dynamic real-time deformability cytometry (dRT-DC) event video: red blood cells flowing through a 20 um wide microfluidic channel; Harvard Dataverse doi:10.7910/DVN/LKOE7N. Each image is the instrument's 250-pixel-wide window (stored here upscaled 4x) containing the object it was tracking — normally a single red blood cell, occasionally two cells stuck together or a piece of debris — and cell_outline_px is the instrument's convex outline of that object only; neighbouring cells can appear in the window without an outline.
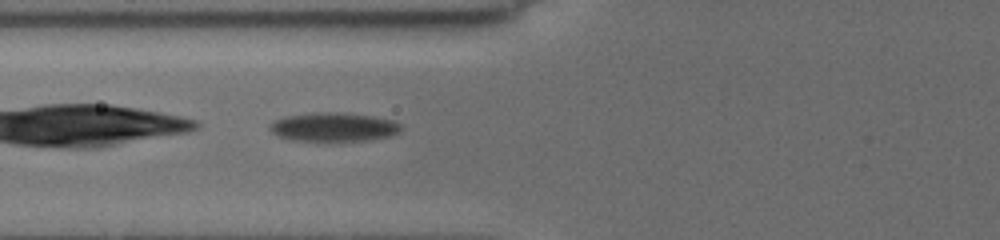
{"species": "common noctule bat (a hibernating species)", "species_latin": "Nyctalus noctula", "temperature_condition": "cold", "stored_images_in_passage": 3, "camera_frame_rate_fps": 3000, "um_per_image_px": 0.085, "animal": {"sex": "female", "body_mass_g": 19.5, "forearm_length_mm": 54.1}, "frame": {"image": 1, "passage_image": 3, "time_ms": 1.667, "image_size_px": [1000, 240], "cell_outline_px": [[400, 128], [396, 132], [388, 136], [364, 140], [288, 140], [276, 136], [268, 128], [268, 124], [284, 116], [312, 112], [328, 112], [372, 116], [396, 120], [400, 124]], "centroid_in_image_um": [28.27, 10.78], "position_along_channel_um": 97.5, "area_um2": 21.79}}